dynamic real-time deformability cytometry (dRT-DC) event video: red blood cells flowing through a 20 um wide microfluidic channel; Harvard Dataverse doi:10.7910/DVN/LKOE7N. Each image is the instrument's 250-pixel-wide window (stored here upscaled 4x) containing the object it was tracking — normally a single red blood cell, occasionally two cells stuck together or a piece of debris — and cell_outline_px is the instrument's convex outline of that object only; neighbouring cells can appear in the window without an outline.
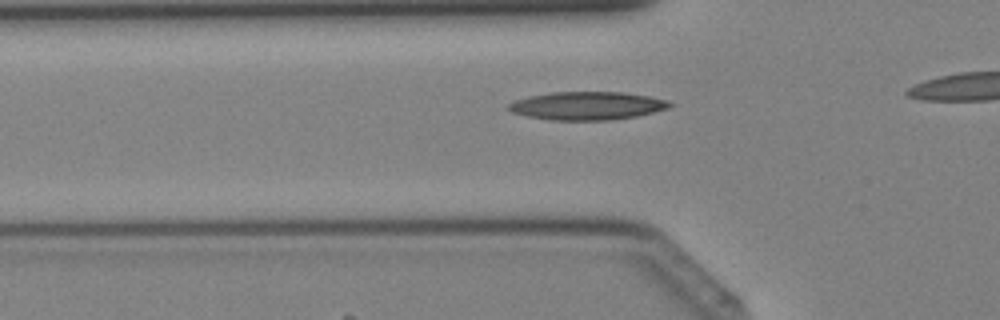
{"species": "Egyptian fruit bat (a non-hibernating species)", "species_latin": "Rousettus aegyptiacus", "temperature_condition": "cold", "stored_images_in_passage": 29, "camera_frame_rate_fps": 3000, "um_per_image_px": 0.085, "animal": {"sex": "female"}, "frame": {"image": 1, "passage_image": 10, "time_ms": 3.0, "image_size_px": [1000, 320], "cell_outline_px": [[676, 104], [668, 108], [636, 116], [612, 120], [548, 120], [528, 116], [512, 112], [504, 108], [508, 104], [516, 100], [528, 96], [552, 92], [624, 92], [648, 96], [668, 100]], "centroid_in_image_um": [49.9, 8.99], "position_along_channel_um": 75.9, "area_um2": 26.59}}
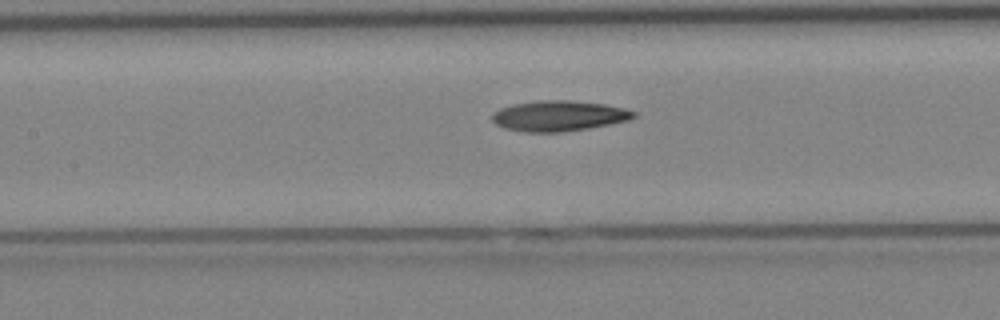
{"frame": {"image": 2, "passage_image": 15, "time_ms": 4.667, "image_size_px": [1000, 320], "cell_outline_px": [[640, 112], [636, 116], [628, 120], [588, 128], [560, 132], [524, 132], [504, 128], [496, 124], [492, 120], [492, 112], [500, 108], [512, 104], [540, 100], [568, 100], [604, 104], [624, 108]], "centroid_in_image_um": [47.49, 9.84], "position_along_channel_um": 159.9, "area_um2": 25.2}}
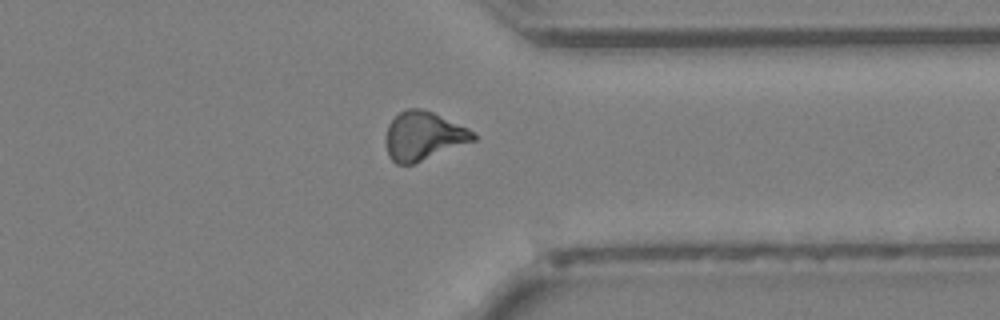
{"frame": {"image": 3, "passage_image": 28, "time_ms": 9.0, "image_size_px": [1000, 320], "cell_outline_px": [[476, 140], [412, 164], [396, 164], [388, 156], [384, 140], [388, 124], [400, 112], [408, 108], [420, 108], [432, 112], [468, 128], [476, 136]], "centroid_in_image_um": [35.95, 11.56], "position_along_channel_um": 375.5, "area_um2": 24.62}}